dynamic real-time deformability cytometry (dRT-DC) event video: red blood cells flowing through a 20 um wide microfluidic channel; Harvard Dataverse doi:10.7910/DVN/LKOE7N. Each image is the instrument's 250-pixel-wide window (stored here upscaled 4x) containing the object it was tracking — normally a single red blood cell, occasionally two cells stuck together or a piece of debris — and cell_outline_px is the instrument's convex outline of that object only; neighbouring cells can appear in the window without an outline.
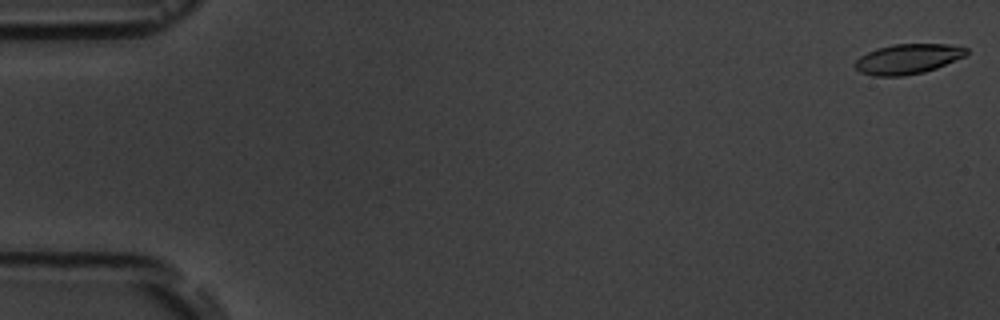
{"species": "common noctule bat (a hibernating species)", "species_latin": "Nyctalus noctula", "temperature_condition": "room temperature", "stored_images_in_passage": 5, "camera_frame_rate_fps": 3000, "um_per_image_px": 0.085, "animal": {"sex": "male", "body_mass_g": 19.5, "forearm_length_mm": 54.6}, "frame": {"image": 1, "passage_image": 1, "time_ms": 0.0, "image_size_px": [1000, 320], "cell_outline_px": [[968, 52], [964, 56], [936, 68], [924, 72], [904, 76], [872, 76], [860, 72], [852, 64], [860, 56], [876, 48], [892, 44], [948, 44], [968, 48]], "centroid_in_image_um": [77.12, 5.01], "position_along_channel_um": 7.9, "area_um2": 19.54}}